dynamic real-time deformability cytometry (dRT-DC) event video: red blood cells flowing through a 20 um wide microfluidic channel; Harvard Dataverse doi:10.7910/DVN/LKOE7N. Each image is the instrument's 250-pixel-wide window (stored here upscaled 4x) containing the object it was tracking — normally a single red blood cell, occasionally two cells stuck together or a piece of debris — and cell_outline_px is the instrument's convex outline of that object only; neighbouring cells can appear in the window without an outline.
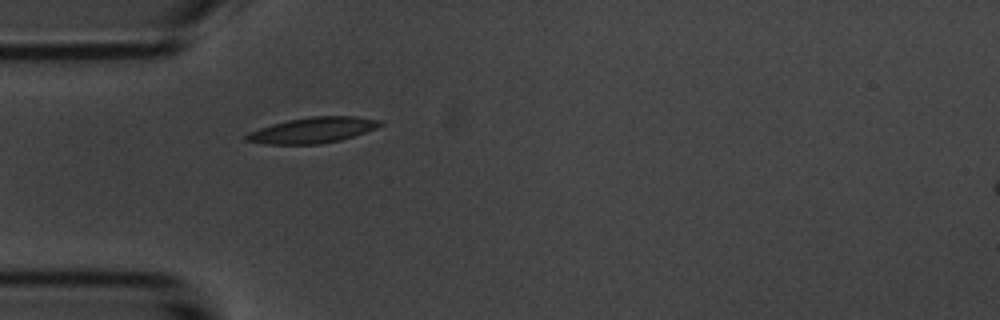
{"species": "common noctule bat (a hibernating species)", "species_latin": "Nyctalus noctula", "temperature_condition": "room temperature", "stored_images_in_passage": 1, "camera_frame_rate_fps": 3000, "um_per_image_px": 0.085, "animal": {"sex": "male", "body_mass_g": 20.1, "forearm_length_mm": 53.5}, "frame": {"image": 1, "passage_image": 1, "time_ms": 0.0, "image_size_px": [1000, 320], "cell_outline_px": [[384, 124], [376, 128], [340, 140], [320, 144], [268, 144], [244, 140], [244, 136], [248, 132], [272, 124], [288, 120], [312, 116], [356, 116], [380, 120]], "centroid_in_image_um": [26.57, 11.06], "position_along_channel_um": 58.4, "area_um2": 19.88}}